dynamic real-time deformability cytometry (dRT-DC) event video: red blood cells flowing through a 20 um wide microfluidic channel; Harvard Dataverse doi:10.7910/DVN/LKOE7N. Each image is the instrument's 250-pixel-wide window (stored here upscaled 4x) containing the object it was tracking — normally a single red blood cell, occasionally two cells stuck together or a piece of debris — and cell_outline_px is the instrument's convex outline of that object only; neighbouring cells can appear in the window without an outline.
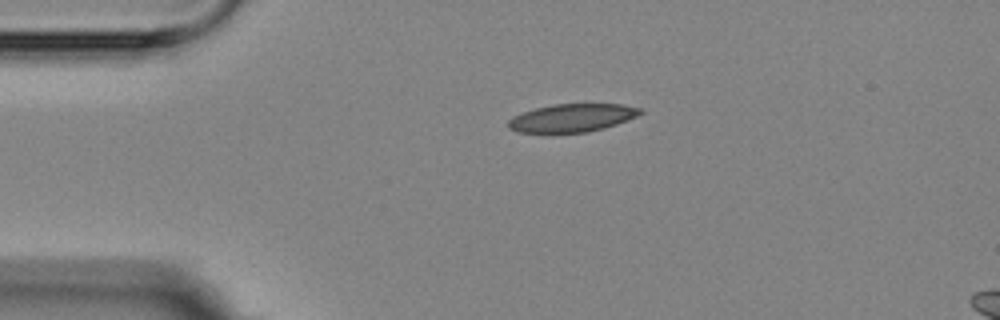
{"species": "Egyptian fruit bat (a non-hibernating species)", "species_latin": "Rousettus aegyptiacus", "temperature_condition": "room temperature", "stored_images_in_passage": 3, "segment_of_instrument_passage": [1, 2], "camera_frame_rate_fps": 3000, "um_per_image_px": 0.085, "animal": {"sex": "female"}, "frame": {"image": 1, "passage_image": 1, "time_ms": 0.0, "image_size_px": [1000, 320], "cell_outline_px": [[644, 112], [636, 116], [616, 124], [604, 128], [588, 132], [516, 132], [508, 128], [508, 120], [512, 116], [536, 108], [552, 104], [624, 104], [644, 108]], "centroid_in_image_um": [48.65, 10.01], "position_along_channel_um": 36.4, "area_um2": 21.56}}